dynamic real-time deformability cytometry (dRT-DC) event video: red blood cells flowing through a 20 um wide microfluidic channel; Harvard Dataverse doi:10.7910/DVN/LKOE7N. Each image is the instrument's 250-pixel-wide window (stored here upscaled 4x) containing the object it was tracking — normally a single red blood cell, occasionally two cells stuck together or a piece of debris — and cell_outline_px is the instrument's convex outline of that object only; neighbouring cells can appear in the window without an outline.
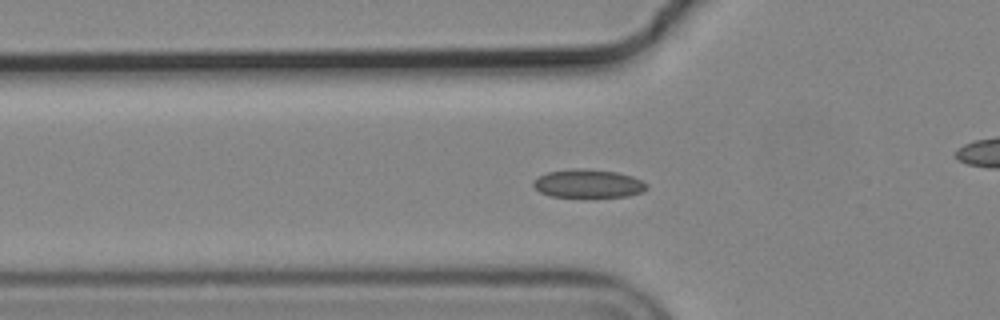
{"species": "common noctule bat (a hibernating species)", "species_latin": "Nyctalus noctula", "temperature_condition": "cold", "stored_images_in_passage": 49, "camera_frame_rate_fps": 3000, "um_per_image_px": 0.085, "animal": {"sex": "male", "body_mass_g": 19.2, "forearm_length_mm": 51.8}, "frame": {"image": 1, "passage_image": 11, "time_ms": 3.333, "image_size_px": [1000, 320], "cell_outline_px": [[648, 188], [644, 192], [628, 196], [552, 196], [540, 192], [532, 184], [532, 180], [548, 172], [572, 168], [584, 168], [616, 172], [632, 176], [648, 184]], "centroid_in_image_um": [50.01, 15.59], "position_along_channel_um": 75.8, "area_um2": 18.61}}
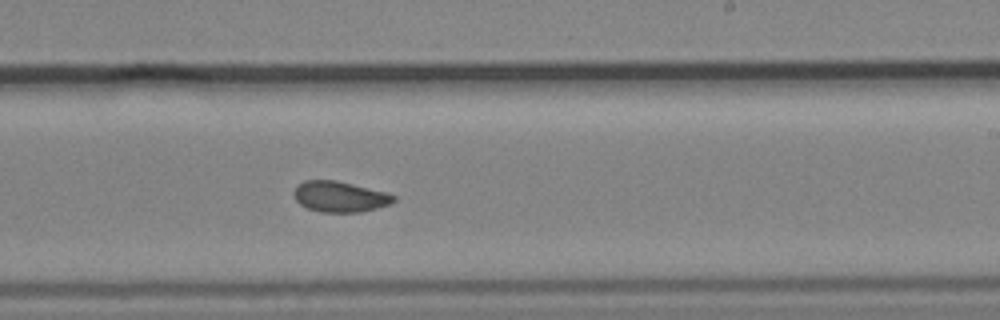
{"frame": {"image": 2, "passage_image": 26, "time_ms": 8.333, "image_size_px": [1000, 320], "cell_outline_px": [[396, 200], [388, 204], [376, 208], [360, 212], [320, 212], [308, 208], [300, 204], [296, 200], [292, 192], [296, 184], [304, 180], [336, 180], [384, 192], [396, 196]], "centroid_in_image_um": [28.82, 16.71], "position_along_channel_um": 260.2, "area_um2": 17.8}}
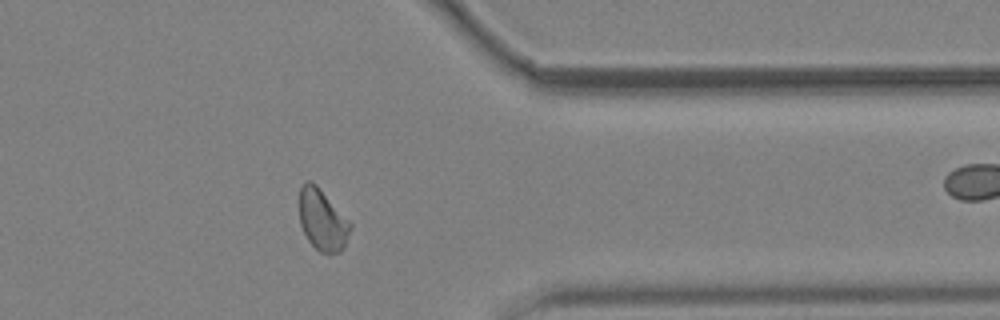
{"frame": {"image": 3, "passage_image": 37, "time_ms": 12.0, "image_size_px": [1000, 320], "cell_outline_px": [[352, 228], [340, 252], [320, 252], [308, 240], [300, 224], [300, 188], [308, 180], [316, 184], [352, 224]], "centroid_in_image_um": [27.4, 18.69], "position_along_channel_um": 384.0, "area_um2": 17.74}, "authors_computed_cell_mechanics": {"area_um2": 18.3226, "velocity_mm_per_s": 3.6745, "shape_relaxation_time_tau1_ms": 8.2872, "shape_relaxation_time_tau2_ms": 1.3071, "deformation_change_tau1": 0.1236, "deformation_change_tau2": 0.0324}}